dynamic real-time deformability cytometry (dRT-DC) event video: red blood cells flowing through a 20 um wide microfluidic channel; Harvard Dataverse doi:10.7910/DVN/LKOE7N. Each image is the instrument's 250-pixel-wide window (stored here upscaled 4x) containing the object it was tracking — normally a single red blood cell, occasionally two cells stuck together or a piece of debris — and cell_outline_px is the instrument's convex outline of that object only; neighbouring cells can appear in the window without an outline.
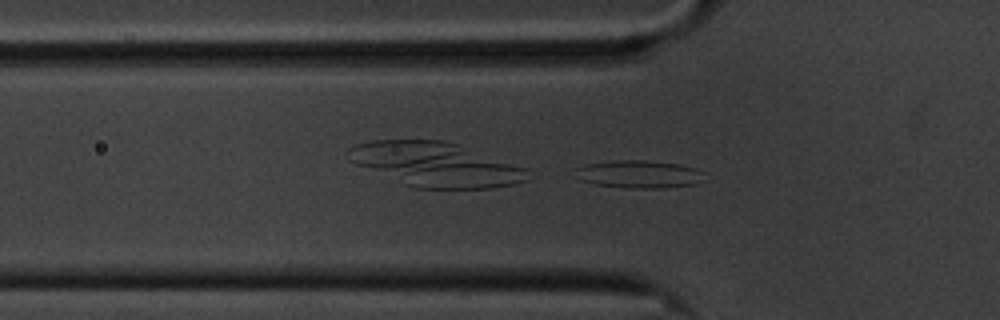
{"species": "common noctule bat (a hibernating species)", "species_latin": "Nyctalus noctula", "temperature_condition": "cold", "stored_images_in_passage": 14, "camera_frame_rate_fps": 3000, "um_per_image_px": 0.085, "animal": {"sex": "male", "body_mass_g": 20.1, "forearm_length_mm": 53.5}, "frame": {"image": 1, "passage_image": 14, "time_ms": 4.333, "image_size_px": [1000, 320], "cell_outline_px": [[704, 180], [696, 184], [660, 188], [628, 188], [592, 184], [580, 180], [576, 168], [584, 164], [612, 160], [648, 160], [680, 164], [696, 168], [704, 172]], "centroid_in_image_um": [54.34, 14.8], "position_along_channel_um": 71.5, "area_um2": 21.1}}